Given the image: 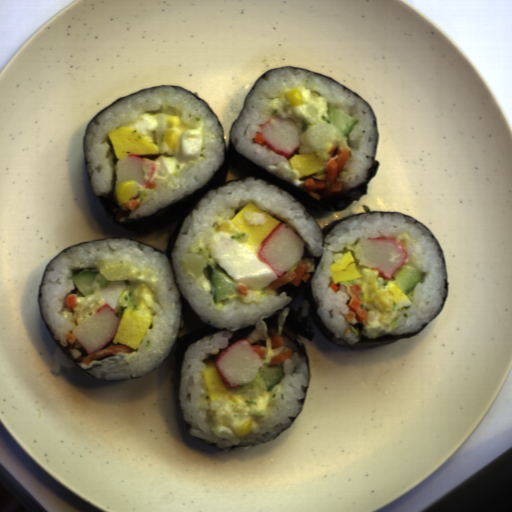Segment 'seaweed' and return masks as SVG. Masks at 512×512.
<instances>
[{
  "mask_svg": "<svg viewBox=\"0 0 512 512\" xmlns=\"http://www.w3.org/2000/svg\"><path fill=\"white\" fill-rule=\"evenodd\" d=\"M299 403H301V404H302V406H303V405L305 404V397H304V398L299 399Z\"/></svg>",
  "mask_w": 512,
  "mask_h": 512,
  "instance_id": "seaweed-9",
  "label": "seaweed"
},
{
  "mask_svg": "<svg viewBox=\"0 0 512 512\" xmlns=\"http://www.w3.org/2000/svg\"><path fill=\"white\" fill-rule=\"evenodd\" d=\"M130 200H139V191H137L136 196H135V197H133V198H132V199H130ZM130 200H129V201H130ZM139 201H140V200H139Z\"/></svg>",
  "mask_w": 512,
  "mask_h": 512,
  "instance_id": "seaweed-7",
  "label": "seaweed"
},
{
  "mask_svg": "<svg viewBox=\"0 0 512 512\" xmlns=\"http://www.w3.org/2000/svg\"><path fill=\"white\" fill-rule=\"evenodd\" d=\"M445 283H446V288H445L446 296L443 297V299H442L441 307H440L438 313L429 322L424 323L423 326L419 330H417L414 334H410L407 336H390V335L389 336H380L379 335L378 339L366 338V334H360V340L357 343L336 344V345H340L343 347L356 348V349L357 348H373V347L392 343V342L397 341L402 338L416 336L427 325H429L432 321H434L437 318V316L439 315V313L441 312V310L443 309V307L448 299L449 288H450V284L447 282V279L445 280Z\"/></svg>",
  "mask_w": 512,
  "mask_h": 512,
  "instance_id": "seaweed-3",
  "label": "seaweed"
},
{
  "mask_svg": "<svg viewBox=\"0 0 512 512\" xmlns=\"http://www.w3.org/2000/svg\"><path fill=\"white\" fill-rule=\"evenodd\" d=\"M277 69H300V70H303V71H306V72H309L312 74L326 77L324 75L312 72V71L304 69V68H295V67H287L286 66V67L274 68L272 70H277ZM272 70H270V71H272ZM270 71H267V72L263 73L261 76H259L256 79V81L254 82V84L252 85V87L250 88V90L245 95L244 101L242 104V108H241L238 116L232 121V123L230 125L228 143L226 142L225 128H224L220 118L217 116V114L213 111V109L210 107V105L207 102H205L197 94H195L194 92H192L188 89H185L180 86H174V85H168V84L156 86V87L145 88V89H139L137 91H134L128 95H125V96L113 101L109 105L102 108L98 113H96L90 119V121L87 123L86 128L84 130V142H85L86 134H87V131H88L91 123L105 109H107L111 105L121 101L122 99H124L132 94H135V93L143 91V90L154 89V88H182V89H184L189 94H191L194 98H196L197 100H202L205 103V105L208 107L209 111L215 115L219 126L222 128V140L224 142L225 158H224L223 163L220 165V167L215 172V174L212 176V178L209 180V182L203 188L197 189L196 191L191 193L186 198L156 212L155 214H153L151 216H148V217H145L142 219H135L133 221L126 222V223H119V221H120V219L131 214L134 209H129L128 207H124L123 206L124 202L122 204L119 203L117 194H116V196H114L116 182L118 179L117 163H118L119 159L117 157L114 146L111 143V141L109 139V135H108V142H109V145L111 148L113 161H114L113 188H112L110 195H108V196H99V195L95 194L98 201L100 202V204L104 208V210L107 212V214L117 224H119L122 228H124L126 231H132V232L139 233V232H145V231H152V230H156V229H160V228H171L169 239H168L167 252L164 255L166 256V258L168 259V261L171 265L173 280H174V283H175L177 290L179 292V295H180L181 320H180L176 339H175L169 353L166 355V357L176 347V359H175V367H174V386H175L176 399L179 404L181 413H182V408H181V403H180V398H179V392H180L183 364H184V359H185L187 350L190 348V346L192 344L199 341L200 339H202L205 336H211L219 331H230L227 327L226 328H218V327L206 324L201 319L200 315L192 309V307L189 305V303L187 302V300L185 299L184 295L182 294V292L180 291V289L178 287L175 269H174V265H173V251H174L175 242L179 236L181 228H182L185 220L187 219L188 215L193 210V208L198 204V202L203 198V196L207 192L212 190L213 188L222 186L224 184L230 183L235 180H243L246 177H253L254 179L260 178V179L265 180L267 185H274L276 187H279L285 193H287L290 197H292L296 202H298L300 205H302L312 215V217L314 218V220L320 227L318 221L316 220V218L314 217V215L312 214L311 211L341 212V211L347 209L353 202L360 201L362 197L367 195L368 183L370 181H372L375 178V176L377 175L379 162L375 159V157H376V154L378 151V142L376 144L374 154L372 157V167L368 171L369 176L365 182H363L362 184H360L357 187L351 188L347 192H343V190L341 189V191L339 193H337L336 195L329 197V198L324 196V191H322L320 189L313 190L316 194H318L321 197L319 200H316L307 191L306 186H305V180L312 178L314 181H322L329 188L330 183H329L328 174H327V163L324 167V171H325L324 177L316 178L315 174H313L306 178H300V180H302L303 184H302V186H297L294 183H292L291 181H287L284 178H282L276 174L270 173L268 170H266L262 166L258 165L254 161L240 155L232 143V139H231L232 128H233L235 122L238 120V118L244 112L245 102H246L249 94L251 93V91L253 90L255 85L258 83V81L265 74H267ZM326 78H329V77H326ZM329 79H331L335 83L339 84L343 88L347 89L348 91L352 92L353 94H355L356 96L361 98L364 102H366L369 105V107L374 115L376 131L378 134V125H377L376 115H375L370 103L368 101H366L363 97H361L359 94H357L350 88L346 87L345 85L341 84L337 80L332 79V78H329ZM368 213H397V214L404 215V216L410 218L411 220L417 222L418 224H420L421 226L426 228L430 232V234L434 237L437 245L439 246V248L445 258L444 252H443L437 238L435 237L434 233L431 230H429L425 225H423L420 221H418L414 217H411V216H408V215H405V214H402L399 212L372 211L369 209L368 206H364V212H362V213L351 214L345 218L331 222L324 229H322L320 227V229L323 232L324 238L331 232V230L334 228L335 225H337L353 216H358V215H363V214H368ZM166 357L164 358V360L166 359ZM163 361L161 362V364L163 363ZM182 417H183V420L185 421L183 413H182ZM185 424L189 431L191 427L187 424L186 421H185Z\"/></svg>",
  "mask_w": 512,
  "mask_h": 512,
  "instance_id": "seaweed-1",
  "label": "seaweed"
},
{
  "mask_svg": "<svg viewBox=\"0 0 512 512\" xmlns=\"http://www.w3.org/2000/svg\"><path fill=\"white\" fill-rule=\"evenodd\" d=\"M206 445L211 446V447H213V448H216V449H218V450H222L221 448H219L218 446H216V445H214V444H206Z\"/></svg>",
  "mask_w": 512,
  "mask_h": 512,
  "instance_id": "seaweed-8",
  "label": "seaweed"
},
{
  "mask_svg": "<svg viewBox=\"0 0 512 512\" xmlns=\"http://www.w3.org/2000/svg\"><path fill=\"white\" fill-rule=\"evenodd\" d=\"M106 239H119V238H100V239H95V240H90V241H86V242H81V243H76L74 245H72L71 247H74V246H77V245H81V244H84V243H87V242H95V241H103V240H106ZM69 247V248H71ZM67 248V249H69ZM65 249V250H67ZM63 250V251H65ZM63 251H61L60 253L56 254L54 256V258L50 261V263L45 267V269L43 270V273H42V279H41V284H40V297H39V309L42 313V310H41V295H42V286H43V283H44V279H45V275H46V272L50 266V264L54 261V259L59 255L61 254Z\"/></svg>",
  "mask_w": 512,
  "mask_h": 512,
  "instance_id": "seaweed-5",
  "label": "seaweed"
},
{
  "mask_svg": "<svg viewBox=\"0 0 512 512\" xmlns=\"http://www.w3.org/2000/svg\"><path fill=\"white\" fill-rule=\"evenodd\" d=\"M44 321H45V319H44ZM45 323H46V325H47V327H48V329H49V331H50V333H51V335H52V337H53L54 341H55V342H56V344L59 346V348L62 350V352L65 354V356H66L69 360H71V361H72L76 366H78L81 370H83V371H85V372H87V373H89V374H90V372H88L87 370L83 369V368L78 364V363H82V364H83V362H82V361H80L79 359H78V360H75V358L72 356V354H71L70 349H69V347H68V346H67V347H63L59 340H55V333H52V331H51V329H50V327H49V325L47 324V322H46V321H45Z\"/></svg>",
  "mask_w": 512,
  "mask_h": 512,
  "instance_id": "seaweed-4",
  "label": "seaweed"
},
{
  "mask_svg": "<svg viewBox=\"0 0 512 512\" xmlns=\"http://www.w3.org/2000/svg\"><path fill=\"white\" fill-rule=\"evenodd\" d=\"M297 416H293V417H289L290 418V421H291V424L294 422V420L296 419Z\"/></svg>",
  "mask_w": 512,
  "mask_h": 512,
  "instance_id": "seaweed-11",
  "label": "seaweed"
},
{
  "mask_svg": "<svg viewBox=\"0 0 512 512\" xmlns=\"http://www.w3.org/2000/svg\"><path fill=\"white\" fill-rule=\"evenodd\" d=\"M321 261V257H316L311 254L307 248L304 246V254L300 258V260L286 270L283 274L288 272H295L297 270L299 263H305L308 265V270L305 273L311 274L306 282L301 280L299 286H292L290 283H283L280 287L275 288L277 291V296L282 292H286L287 296H291V300L279 311L274 313L273 315L266 317L264 320L267 325V331L274 328L278 331V320L279 316L284 308H289L290 312L285 318L284 326H283V334L285 338L292 341L298 348L295 352L299 355H305L307 371L309 375V380L311 377L310 367H309V355L308 351L301 340V336L307 341H311L314 338L315 330L308 318V316H302L301 306L298 308H293L292 303L295 297H301L305 301L308 302V313L316 327V329L330 342L336 344L333 340V333L327 328V326L321 321L318 315V305L314 300L313 292H312V279L313 275ZM282 274V275H283ZM337 345V344H336Z\"/></svg>",
  "mask_w": 512,
  "mask_h": 512,
  "instance_id": "seaweed-2",
  "label": "seaweed"
},
{
  "mask_svg": "<svg viewBox=\"0 0 512 512\" xmlns=\"http://www.w3.org/2000/svg\"><path fill=\"white\" fill-rule=\"evenodd\" d=\"M308 388H309V383L305 386V388H304V390H303L305 394H307V392H308Z\"/></svg>",
  "mask_w": 512,
  "mask_h": 512,
  "instance_id": "seaweed-10",
  "label": "seaweed"
},
{
  "mask_svg": "<svg viewBox=\"0 0 512 512\" xmlns=\"http://www.w3.org/2000/svg\"><path fill=\"white\" fill-rule=\"evenodd\" d=\"M78 349H79V351H80V353H81L82 357H88V356L90 355V354H88V353L86 352V350H85V348H84V346H83V345H81V348H78Z\"/></svg>",
  "mask_w": 512,
  "mask_h": 512,
  "instance_id": "seaweed-6",
  "label": "seaweed"
}]
</instances>
